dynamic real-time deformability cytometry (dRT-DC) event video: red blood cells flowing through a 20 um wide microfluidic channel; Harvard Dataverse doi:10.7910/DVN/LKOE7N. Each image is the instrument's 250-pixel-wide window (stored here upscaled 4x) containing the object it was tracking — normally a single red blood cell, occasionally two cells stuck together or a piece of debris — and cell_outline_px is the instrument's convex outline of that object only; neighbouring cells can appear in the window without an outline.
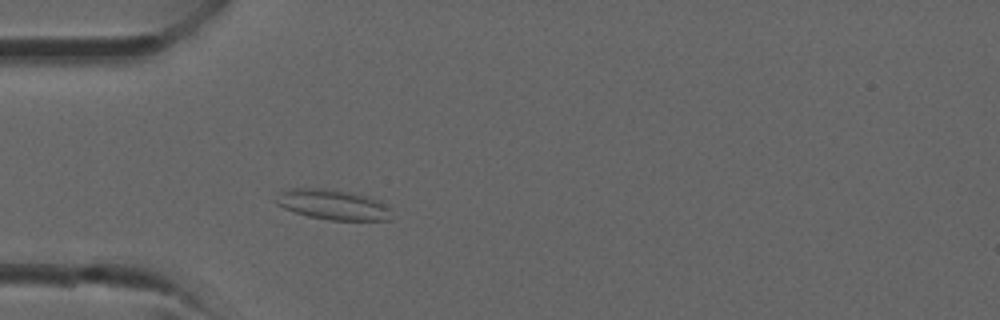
{"species": "common noctule bat (a hibernating species)", "species_latin": "Nyctalus noctula", "temperature_condition": "room temperature", "stored_images_in_passage": 33, "camera_frame_rate_fps": 3000, "um_per_image_px": 0.085, "animal": {"sex": "male", "forearm_length_mm": 52.5}, "frame": {"image": 1, "passage_image": 7, "time_ms": 2.0, "image_size_px": [1000, 320], "cell_outline_px": [[392, 220], [328, 220], [308, 216], [284, 208], [276, 204], [276, 200], [284, 192], [292, 188], [324, 188], [348, 192], [368, 196], [380, 200], [388, 204], [392, 208]], "centroid_in_image_um": [28.42, 17.41], "position_along_channel_um": 56.6, "area_um2": 20.35}}
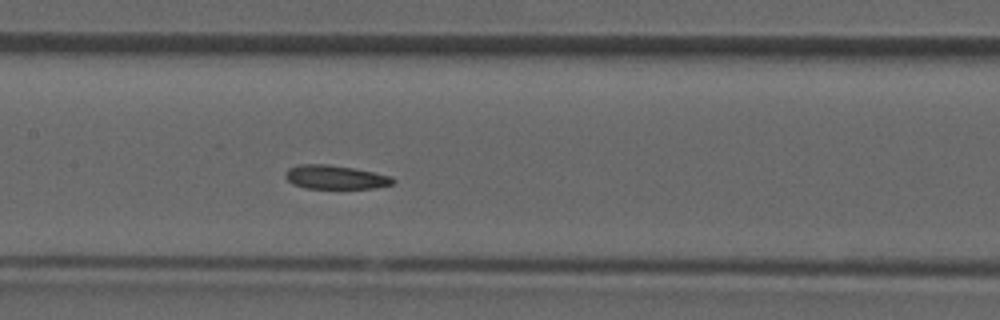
{"frame": {"image": 2, "passage_image": 14, "time_ms": 4.333, "image_size_px": [1000, 320], "cell_outline_px": [[396, 180], [392, 184], [376, 188], [304, 188], [292, 184], [284, 176], [284, 172], [288, 168], [300, 164], [328, 164], [352, 168], [392, 176]], "centroid_in_image_um": [28.47, 15.06], "position_along_channel_um": 178.9, "area_um2": 14.97}}
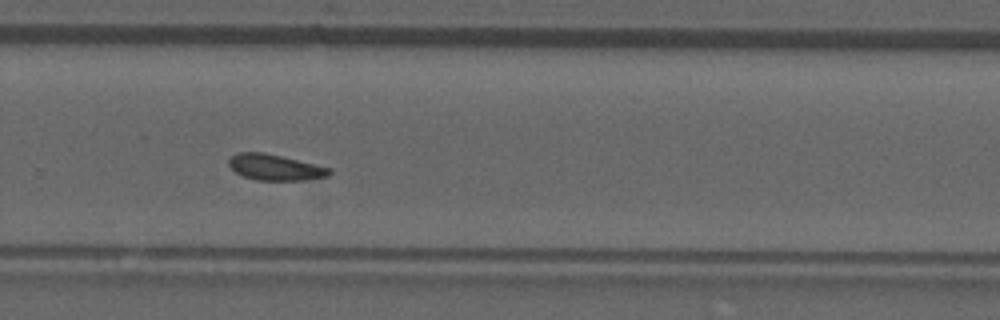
{"frame": {"image": 3, "passage_image": 21, "time_ms": 6.667, "image_size_px": [1000, 320], "cell_outline_px": [[332, 172], [328, 176], [304, 180], [256, 180], [244, 176], [236, 172], [228, 164], [228, 160], [236, 152], [264, 152], [316, 164], [332, 168]], "centroid_in_image_um": [23.4, 14.21], "position_along_channel_um": 306.4, "area_um2": 15.2}}